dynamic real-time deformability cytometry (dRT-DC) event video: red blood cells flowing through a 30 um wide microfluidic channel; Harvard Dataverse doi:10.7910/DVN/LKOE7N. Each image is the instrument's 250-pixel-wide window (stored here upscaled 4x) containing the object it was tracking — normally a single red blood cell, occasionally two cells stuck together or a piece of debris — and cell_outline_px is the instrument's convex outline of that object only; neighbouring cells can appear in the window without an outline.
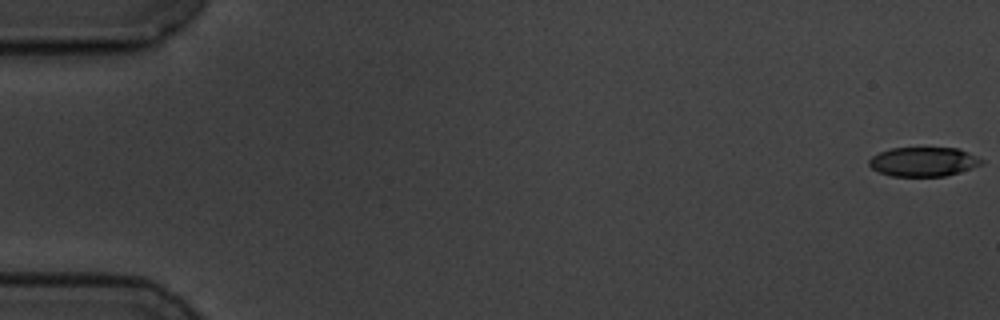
{"species": "common noctule bat (a hibernating species)", "species_latin": "Nyctalus noctula", "temperature_condition": "cold", "stored_images_in_passage": 15, "camera_frame_rate_fps": 3000, "um_per_image_px": 0.085, "animal": {"sex": "male", "body_mass_g": 19.5, "forearm_length_mm": 54.6}, "frame": {"image": 1, "passage_image": 1, "time_ms": 0.0, "image_size_px": [1000, 320], "cell_outline_px": [[984, 164], [960, 172], [944, 176], [892, 176], [880, 172], [872, 168], [868, 164], [868, 160], [872, 156], [880, 152], [892, 148], [956, 148], [968, 152], [984, 160]], "centroid_in_image_um": [78.51, 13.75], "position_along_channel_um": 6.5, "area_um2": 19.13}}
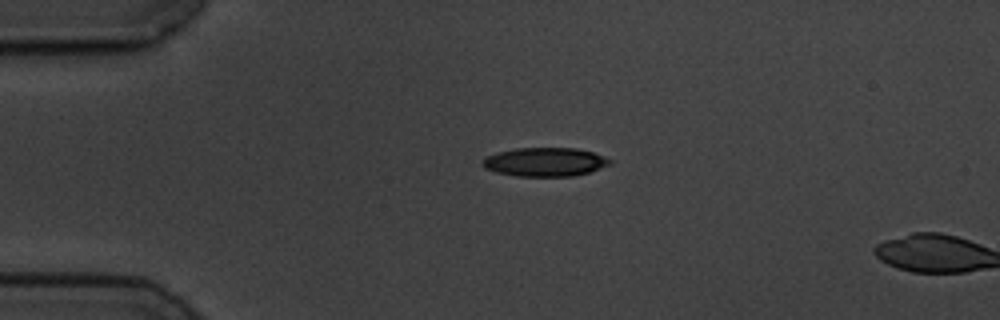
{"frame": {"image": 2, "passage_image": 14, "time_ms": 4.333, "image_size_px": [1000, 320], "cell_outline_px": [[612, 164], [588, 172], [572, 176], [516, 176], [496, 172], [484, 168], [480, 164], [480, 160], [488, 156], [500, 152], [516, 148], [576, 148], [592, 152], [612, 160]], "centroid_in_image_um": [46.29, 13.77], "position_along_channel_um": 38.7, "area_um2": 21.27}}